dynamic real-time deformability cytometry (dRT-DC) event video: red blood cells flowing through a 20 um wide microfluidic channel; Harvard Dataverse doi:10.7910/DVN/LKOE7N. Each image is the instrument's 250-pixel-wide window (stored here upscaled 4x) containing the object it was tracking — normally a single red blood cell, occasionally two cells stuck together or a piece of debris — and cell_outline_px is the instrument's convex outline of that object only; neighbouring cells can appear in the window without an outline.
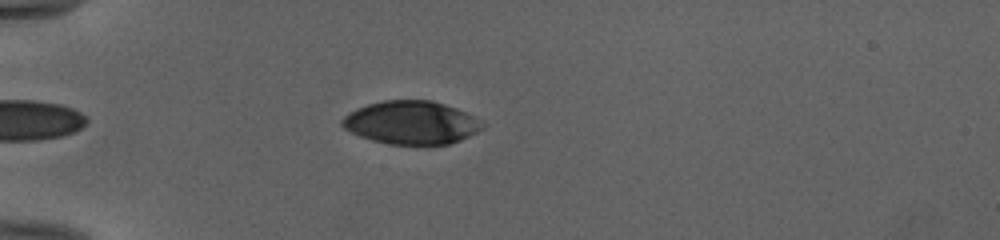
{"species": "human", "species_latin": "Homo sapiens", "temperature_condition": "cold", "stored_images_in_passage": 6, "camera_frame_rate_fps": 3000, "um_per_image_px": 0.085, "donor": {"sex": "female"}, "frame": {"image": 1, "passage_image": 6, "time_ms": 1.667, "image_size_px": [1000, 240], "cell_outline_px": [[484, 124], [476, 132], [460, 140], [448, 144], [388, 144], [372, 140], [360, 136], [344, 128], [340, 124], [340, 120], [348, 112], [356, 108], [368, 104], [384, 100], [432, 100], [456, 108], [480, 120]], "centroid_in_image_um": [34.91, 10.41], "position_along_channel_um": 50.1, "area_um2": 35.08}}